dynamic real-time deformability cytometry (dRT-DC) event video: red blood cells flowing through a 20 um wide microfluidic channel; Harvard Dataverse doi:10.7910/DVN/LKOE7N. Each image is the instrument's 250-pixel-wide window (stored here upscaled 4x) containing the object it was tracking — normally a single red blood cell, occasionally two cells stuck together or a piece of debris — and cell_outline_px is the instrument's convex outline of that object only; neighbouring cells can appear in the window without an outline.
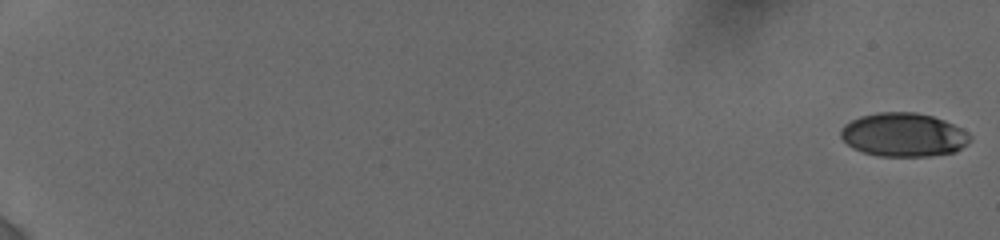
{"species": "human", "species_latin": "Homo sapiens", "temperature_condition": "cold", "stored_images_in_passage": 8, "camera_frame_rate_fps": 3000, "um_per_image_px": 0.085, "donor": {"sex": "female"}, "frame": {"image": 1, "passage_image": 1, "time_ms": 0.0, "image_size_px": [1000, 240], "cell_outline_px": [[972, 140], [968, 144], [956, 152], [932, 156], [880, 156], [864, 152], [852, 148], [840, 136], [840, 128], [844, 124], [860, 116], [880, 112], [916, 112], [932, 116], [944, 120], [968, 132], [972, 136]], "centroid_in_image_um": [76.83, 11.46], "position_along_channel_um": 8.2, "area_um2": 33.12}}
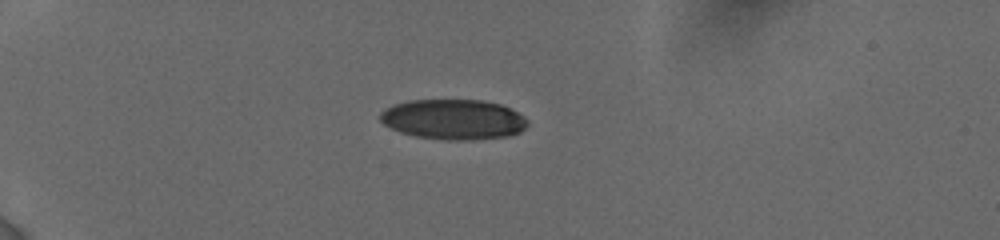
{"frame": {"image": 2, "passage_image": 6, "time_ms": 5.667, "image_size_px": [1000, 240], "cell_outline_px": [[528, 124], [520, 132], [508, 136], [472, 140], [440, 140], [416, 136], [400, 132], [384, 124], [380, 120], [380, 112], [392, 104], [408, 100], [484, 100], [500, 104], [524, 116], [528, 120]], "centroid_in_image_um": [38.53, 10.15], "position_along_channel_um": 46.5, "area_um2": 34.68}}
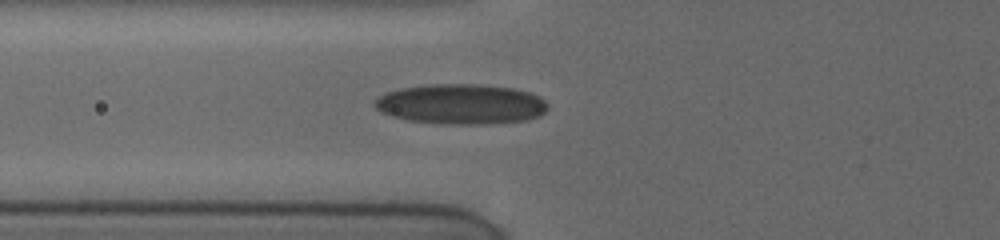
{"frame": {"image": 3, "passage_image": 8, "time_ms": 8.0, "image_size_px": [1000, 240], "cell_outline_px": [[548, 108], [540, 116], [528, 120], [484, 124], [448, 124], [408, 120], [392, 116], [376, 108], [372, 104], [384, 92], [400, 88], [424, 84], [480, 84], [512, 88], [528, 92], [540, 96], [548, 104]], "centroid_in_image_um": [39.2, 8.84], "position_along_channel_um": 86.6, "area_um2": 40.63}}